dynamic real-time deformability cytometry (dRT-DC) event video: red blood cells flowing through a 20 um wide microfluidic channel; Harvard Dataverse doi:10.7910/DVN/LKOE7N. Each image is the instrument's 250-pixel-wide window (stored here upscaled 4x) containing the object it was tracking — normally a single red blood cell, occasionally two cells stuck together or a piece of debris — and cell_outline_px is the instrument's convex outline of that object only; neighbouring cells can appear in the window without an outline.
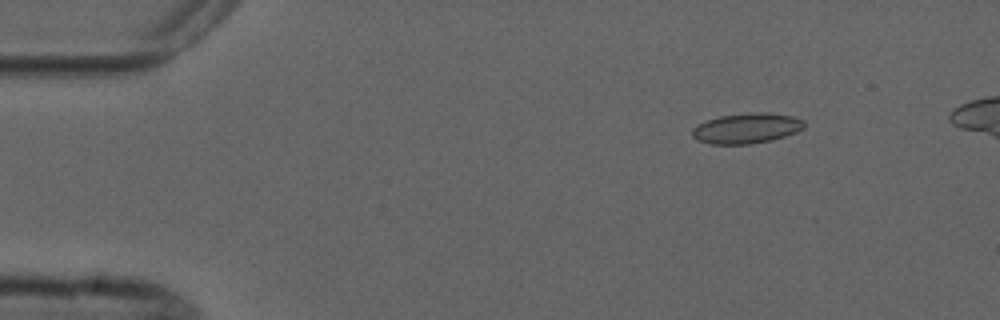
{"species": "common noctule bat (a hibernating species)", "species_latin": "Nyctalus noctula", "temperature_condition": "cold", "stored_images_in_passage": 4, "camera_frame_rate_fps": 3000, "um_per_image_px": 0.085, "animal": {"sex": "male", "forearm_length_mm": 52.5}, "frame": {"image": 1, "passage_image": 2, "time_ms": 1.0, "image_size_px": [1000, 320], "cell_outline_px": [[804, 128], [796, 132], [772, 140], [748, 144], [712, 144], [696, 140], [692, 136], [692, 128], [696, 124], [720, 116], [752, 112], [764, 112], [792, 116], [804, 120]], "centroid_in_image_um": [63.44, 10.9], "position_along_channel_um": 21.6, "area_um2": 19.77}}